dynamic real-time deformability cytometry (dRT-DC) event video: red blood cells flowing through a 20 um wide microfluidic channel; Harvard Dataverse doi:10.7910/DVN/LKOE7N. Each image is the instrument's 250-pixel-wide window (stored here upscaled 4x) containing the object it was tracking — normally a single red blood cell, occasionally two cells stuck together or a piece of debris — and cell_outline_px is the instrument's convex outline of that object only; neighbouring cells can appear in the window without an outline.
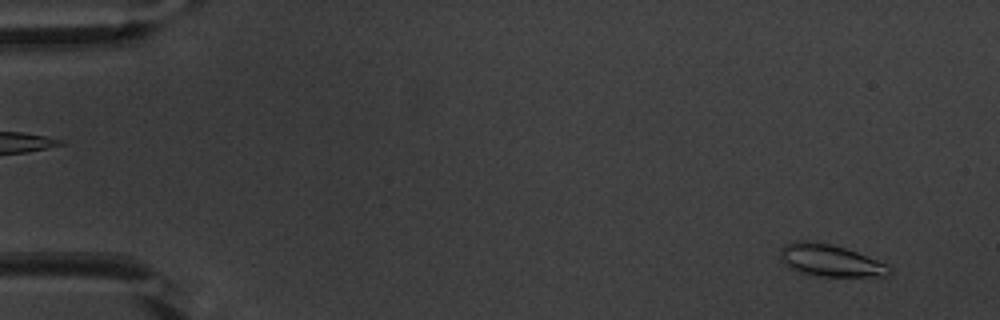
{"species": "common noctule bat (a hibernating species)", "species_latin": "Nyctalus noctula", "temperature_condition": "warm", "stored_images_in_passage": 53, "camera_frame_rate_fps": 3000, "um_per_image_px": 0.085, "animal": {"sex": "male", "body_mass_g": 20.1, "forearm_length_mm": 53.5}, "frame": {"image": 1, "passage_image": 3, "time_ms": 0.667, "image_size_px": [1000, 320], "cell_outline_px": [[892, 272], [888, 276], [820, 276], [800, 272], [788, 268], [784, 264], [780, 256], [780, 248], [784, 244], [800, 240], [832, 244], [856, 252], [888, 264], [892, 268]], "centroid_in_image_um": [70.57, 22.14], "position_along_channel_um": 14.4, "area_um2": 20.35}}
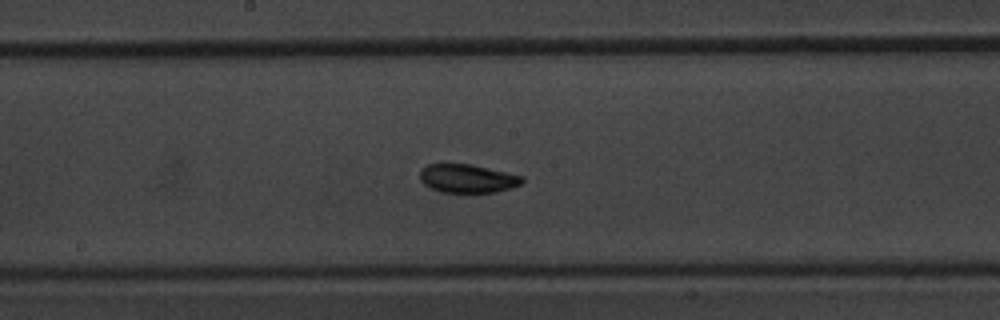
{"frame": {"image": 2, "passage_image": 28, "time_ms": 9.0, "image_size_px": [1000, 320], "cell_outline_px": [[524, 180], [520, 184], [496, 192], [440, 192], [424, 184], [420, 180], [420, 168], [428, 164], [472, 164], [524, 176]], "centroid_in_image_um": [39.72, 15.16], "position_along_channel_um": 208.5, "area_um2": 16.94}}
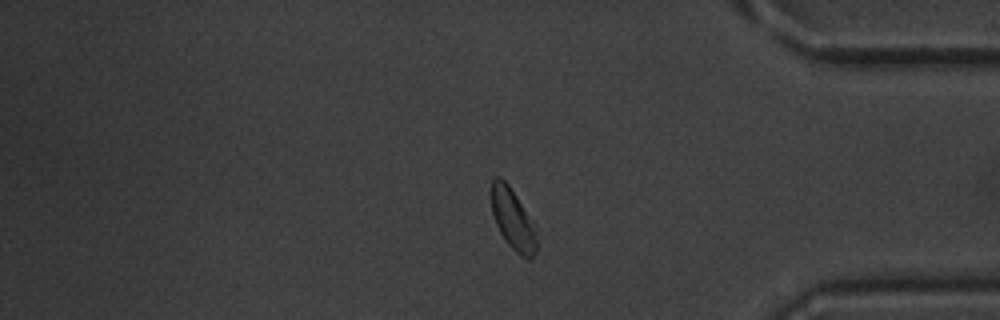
{"frame": {"image": 3, "passage_image": 44, "time_ms": 14.333, "image_size_px": [1000, 320], "cell_outline_px": [[536, 252], [528, 260], [520, 256], [504, 240], [496, 224], [492, 212], [488, 192], [492, 180], [496, 176], [500, 176], [508, 184], [536, 224]], "centroid_in_image_um": [43.57, 18.6], "position_along_channel_um": 391.6, "area_um2": 16.65}, "authors_computed_cell_mechanics": {"area_um2": 17.5134, "velocity_mm_per_s": 3.8159, "shape_relaxation_time_tau1_ms": 4.363, "shape_relaxation_time_tau2_ms": 6.3849, "deformation_change_tau1": 0.1542, "deformation_change_tau2": 0.1072}}